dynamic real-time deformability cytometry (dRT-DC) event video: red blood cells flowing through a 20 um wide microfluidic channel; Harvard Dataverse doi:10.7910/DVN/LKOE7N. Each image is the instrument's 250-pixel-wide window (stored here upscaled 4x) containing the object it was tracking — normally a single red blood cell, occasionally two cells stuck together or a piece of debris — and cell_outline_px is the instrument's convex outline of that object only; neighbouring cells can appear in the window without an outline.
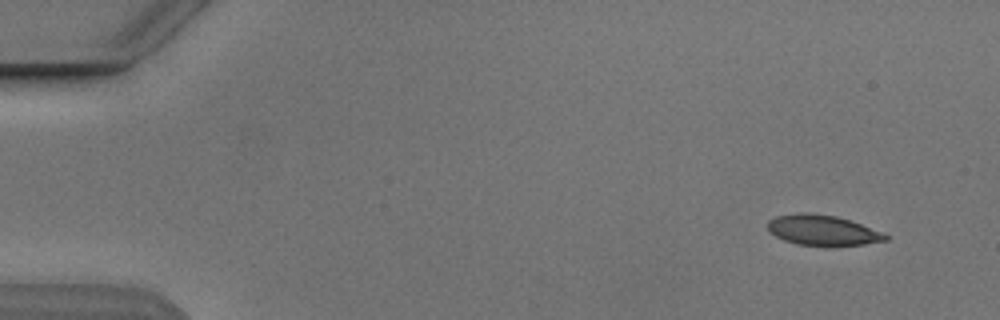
{"species": "Egyptian fruit bat (a non-hibernating species)", "species_latin": "Rousettus aegyptiacus", "temperature_condition": "cold", "stored_images_in_passage": 5, "camera_frame_rate_fps": 3000, "um_per_image_px": 0.085, "animal": {"sex": "male"}, "frame": {"image": 1, "passage_image": 1, "time_ms": 0.0, "image_size_px": [1000, 320], "cell_outline_px": [[888, 240], [864, 244], [828, 248], [796, 244], [784, 240], [768, 232], [768, 220], [776, 216], [800, 212], [808, 212], [836, 216], [884, 232], [888, 236]], "centroid_in_image_um": [69.91, 19.6], "position_along_channel_um": 15.1, "area_um2": 21.39}}
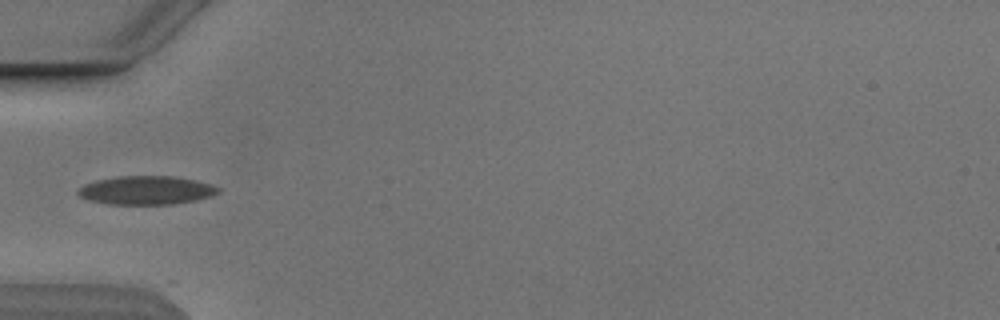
{"frame": {"image": 2, "passage_image": 4, "time_ms": 4.667, "image_size_px": [1000, 320], "cell_outline_px": [[220, 192], [212, 196], [196, 200], [172, 204], [108, 204], [88, 200], [80, 196], [76, 192], [76, 188], [84, 184], [96, 180], [116, 176], [172, 176], [196, 180], [212, 184], [220, 188]], "centroid_in_image_um": [12.42, 16.17], "position_along_channel_um": 72.6, "area_um2": 23.58}}
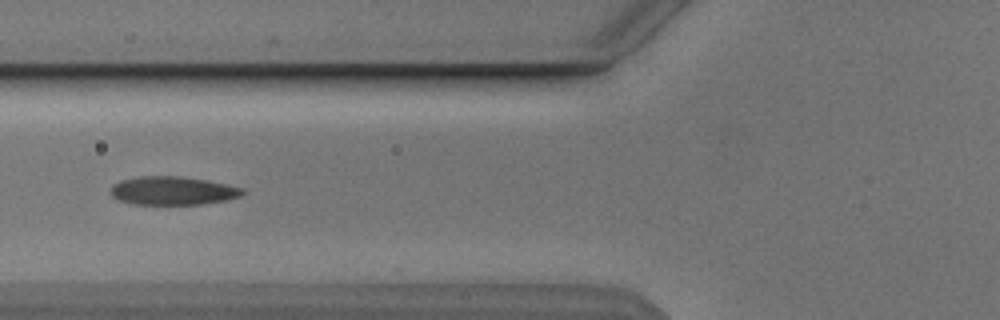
{"frame": {"image": 3, "passage_image": 5, "time_ms": 5.667, "image_size_px": [1000, 320], "cell_outline_px": [[244, 192], [240, 196], [224, 200], [200, 204], [132, 204], [116, 200], [112, 196], [112, 184], [120, 180], [136, 176], [180, 176], [208, 180], [244, 188]], "centroid_in_image_um": [14.64, 16.2], "position_along_channel_um": 111.2, "area_um2": 21.91}}